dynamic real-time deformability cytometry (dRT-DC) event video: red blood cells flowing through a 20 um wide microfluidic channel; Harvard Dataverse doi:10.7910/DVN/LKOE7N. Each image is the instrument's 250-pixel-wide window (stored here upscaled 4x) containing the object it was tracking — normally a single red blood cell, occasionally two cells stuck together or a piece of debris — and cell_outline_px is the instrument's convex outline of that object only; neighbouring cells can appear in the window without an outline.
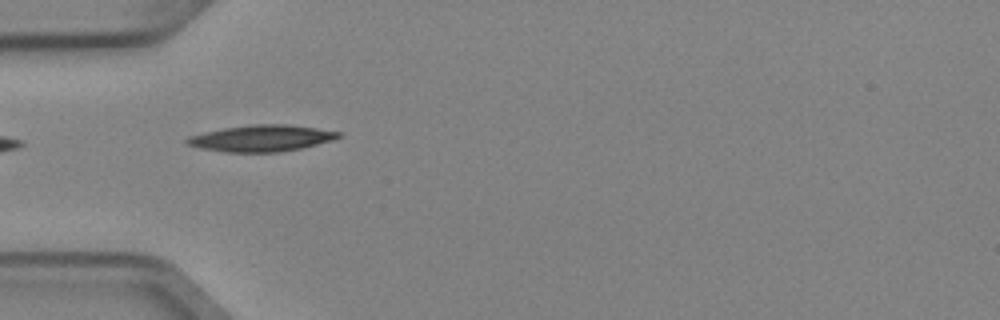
{"species": "Egyptian fruit bat (a non-hibernating species)", "species_latin": "Rousettus aegyptiacus", "temperature_condition": "cold", "stored_images_in_passage": 7, "camera_frame_rate_fps": 3000, "um_per_image_px": 0.085, "animal": {"sex": "female"}, "frame": {"image": 1, "passage_image": 5, "time_ms": 1.333, "image_size_px": [1000, 320], "cell_outline_px": [[340, 136], [332, 140], [300, 148], [280, 152], [228, 152], [200, 148], [188, 144], [184, 140], [188, 136], [204, 132], [224, 128], [252, 124], [288, 124], [316, 128], [340, 132]], "centroid_in_image_um": [22.19, 11.74], "position_along_channel_um": 62.8, "area_um2": 23.12}}
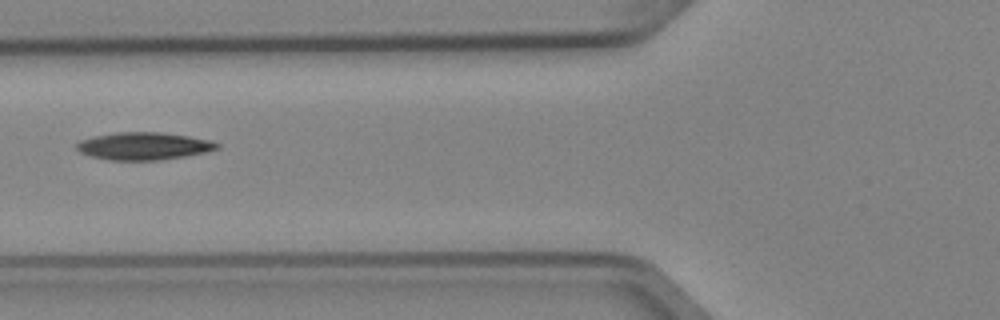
{"frame": {"image": 2, "passage_image": 6, "time_ms": 1.667, "image_size_px": [1000, 320], "cell_outline_px": [[220, 148], [208, 152], [160, 160], [108, 160], [92, 156], [80, 152], [76, 148], [76, 144], [80, 140], [96, 136], [116, 132], [160, 132], [188, 136], [208, 140], [220, 144]], "centroid_in_image_um": [12.23, 12.42], "position_along_channel_um": 113.6, "area_um2": 22.43}}
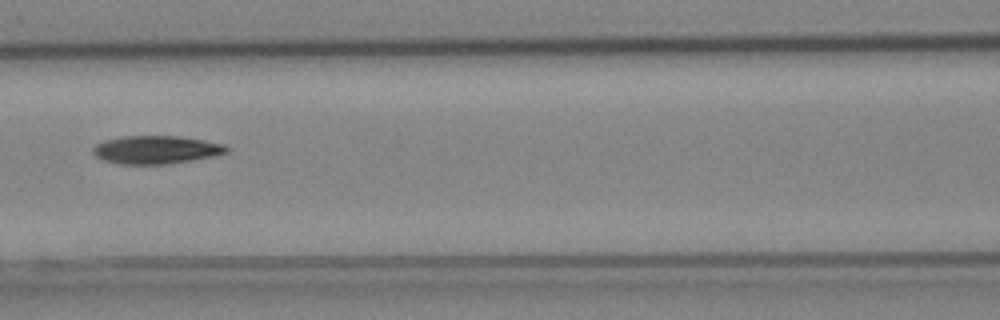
{"frame": {"image": 3, "passage_image": 7, "time_ms": 2.0, "image_size_px": [1000, 320], "cell_outline_px": [[228, 152], [212, 156], [192, 160], [168, 164], [120, 164], [104, 160], [96, 156], [92, 152], [92, 148], [96, 144], [104, 140], [120, 136], [180, 136], [204, 140], [224, 144], [228, 148]], "centroid_in_image_um": [13.25, 12.72], "position_along_channel_um": 153.4, "area_um2": 21.91}}